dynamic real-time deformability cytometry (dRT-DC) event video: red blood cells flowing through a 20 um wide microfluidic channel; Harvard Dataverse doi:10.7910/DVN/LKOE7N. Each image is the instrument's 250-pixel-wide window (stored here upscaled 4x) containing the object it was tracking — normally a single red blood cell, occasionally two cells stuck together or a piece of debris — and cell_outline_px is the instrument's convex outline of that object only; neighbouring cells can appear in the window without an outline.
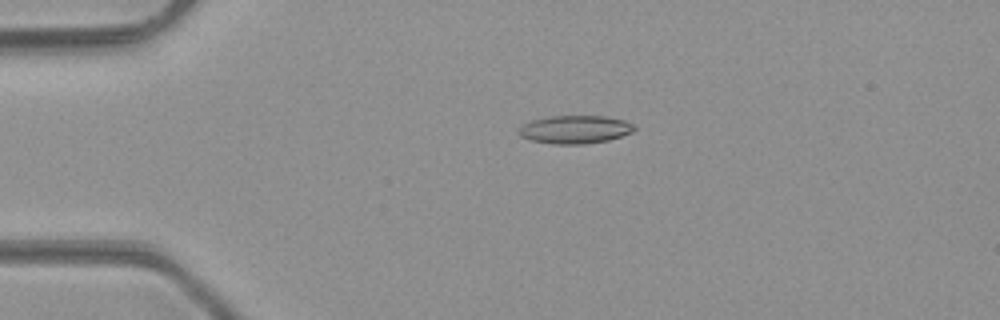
{"species": "common noctule bat (a hibernating species)", "species_latin": "Nyctalus noctula", "temperature_condition": "room temperature", "stored_images_in_passage": 38, "camera_frame_rate_fps": 3000, "um_per_image_px": 0.085, "animal": {"sex": "male", "body_mass_g": 23.1, "forearm_length_mm": 52.7}, "frame": {"image": 1, "passage_image": 1, "time_ms": 0.0, "image_size_px": [1000, 320], "cell_outline_px": [[636, 128], [632, 132], [608, 140], [584, 144], [552, 144], [532, 140], [520, 136], [520, 128], [524, 124], [532, 120], [548, 116], [604, 116], [624, 120], [632, 124]], "centroid_in_image_um": [48.88, 11.0], "position_along_channel_um": 36.1, "area_um2": 18.73}}
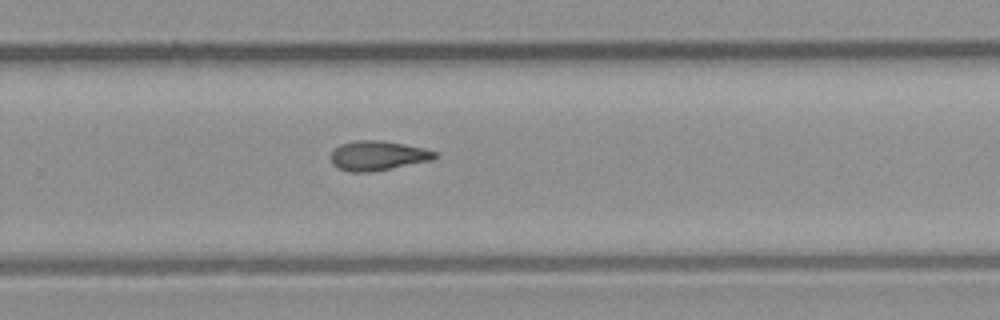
{"frame": {"image": 2, "passage_image": 22, "time_ms": 7.0, "image_size_px": [1000, 320], "cell_outline_px": [[440, 156], [432, 160], [372, 172], [348, 172], [332, 164], [332, 152], [340, 144], [356, 140], [380, 140], [404, 144], [424, 148], [440, 152]], "centroid_in_image_um": [32.17, 13.23], "position_along_channel_um": 297.6, "area_um2": 18.03}}
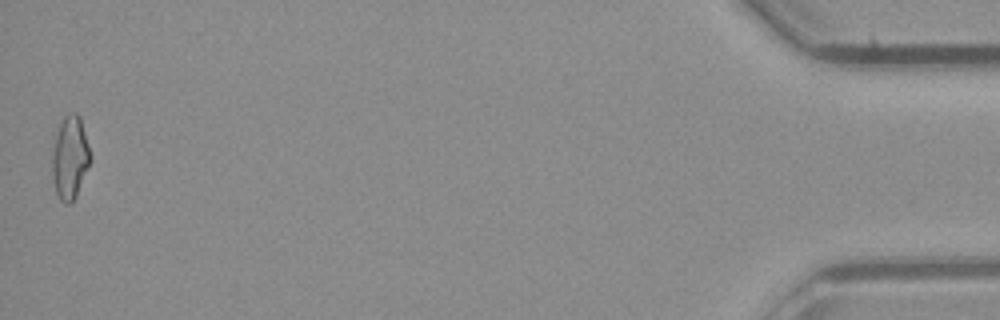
{"frame": {"image": 3, "passage_image": 38, "time_ms": 12.333, "image_size_px": [1000, 320], "cell_outline_px": [[92, 160], [76, 196], [68, 204], [64, 204], [60, 200], [56, 192], [52, 176], [52, 152], [56, 136], [60, 124], [64, 116], [72, 112], [76, 112], [80, 116], [92, 156]], "centroid_in_image_um": [5.97, 13.4], "position_along_channel_um": 429.2, "area_um2": 18.55}, "authors_computed_cell_mechanics": {"area_um2": 17.8024, "velocity_mm_per_s": 4.3141, "shape_relaxation_time_tau1_ms": null, "shape_relaxation_time_tau2_ms": 8.6807, "deformation_change_tau1": null, "deformation_change_tau2": 0.2161}}